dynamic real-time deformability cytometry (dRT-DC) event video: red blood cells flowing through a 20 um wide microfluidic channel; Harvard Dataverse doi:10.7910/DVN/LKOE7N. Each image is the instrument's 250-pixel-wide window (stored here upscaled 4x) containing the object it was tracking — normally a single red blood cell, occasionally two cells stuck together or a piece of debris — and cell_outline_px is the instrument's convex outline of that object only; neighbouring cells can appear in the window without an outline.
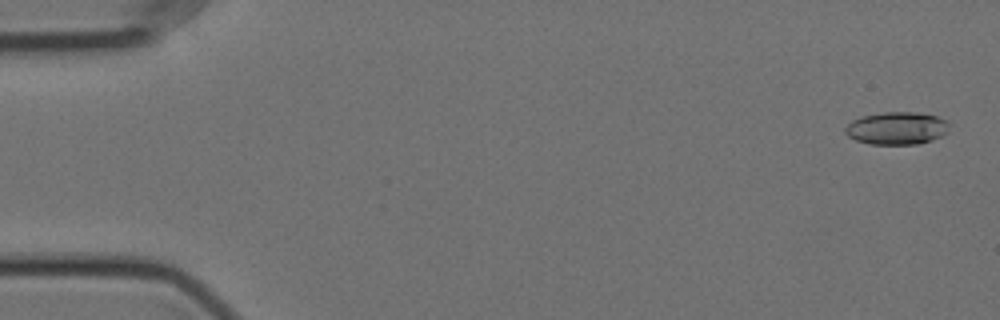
{"species": "Egyptian fruit bat (a non-hibernating species)", "species_latin": "Rousettus aegyptiacus", "temperature_condition": "cold", "stored_images_in_passage": 57, "camera_frame_rate_fps": 3000, "um_per_image_px": 0.085, "animal": {"sex": "female"}, "frame": {"image": 1, "passage_image": 2, "time_ms": 0.333, "image_size_px": [1000, 320], "cell_outline_px": [[948, 132], [932, 140], [916, 144], [868, 144], [856, 140], [848, 136], [844, 132], [844, 128], [852, 120], [864, 116], [884, 112], [916, 112], [936, 116], [948, 120]], "centroid_in_image_um": [76.22, 10.9], "position_along_channel_um": 8.8, "area_um2": 19.77}}
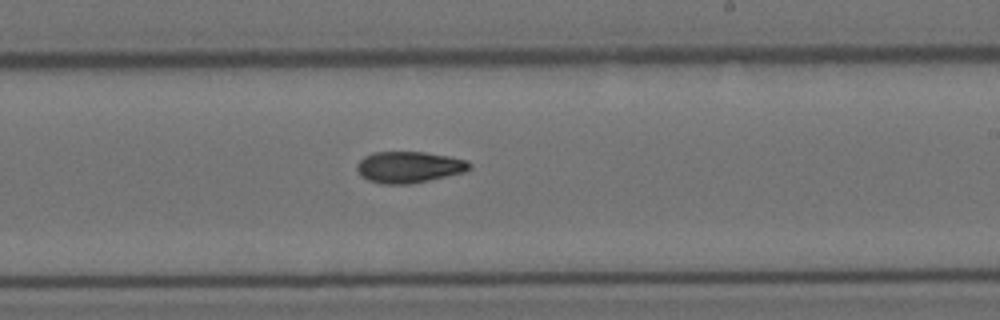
{"frame": {"image": 2, "passage_image": 34, "time_ms": 11.0, "image_size_px": [1000, 320], "cell_outline_px": [[472, 168], [464, 172], [428, 180], [408, 184], [380, 184], [368, 180], [360, 176], [356, 168], [356, 164], [364, 156], [372, 152], [424, 152], [448, 156], [464, 160], [472, 164]], "centroid_in_image_um": [34.72, 14.2], "position_along_channel_um": 254.3, "area_um2": 20.58}}
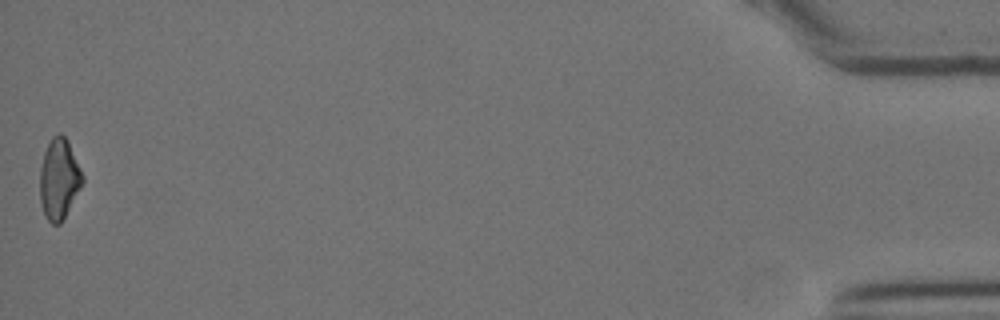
{"frame": {"image": 3, "passage_image": 57, "time_ms": 18.667, "image_size_px": [1000, 320], "cell_outline_px": [[84, 180], [60, 224], [52, 224], [48, 220], [44, 212], [40, 200], [40, 168], [44, 152], [52, 136], [60, 132], [68, 140], [84, 176]], "centroid_in_image_um": [5.02, 15.17], "position_along_channel_um": 430.2, "area_um2": 19.77}}